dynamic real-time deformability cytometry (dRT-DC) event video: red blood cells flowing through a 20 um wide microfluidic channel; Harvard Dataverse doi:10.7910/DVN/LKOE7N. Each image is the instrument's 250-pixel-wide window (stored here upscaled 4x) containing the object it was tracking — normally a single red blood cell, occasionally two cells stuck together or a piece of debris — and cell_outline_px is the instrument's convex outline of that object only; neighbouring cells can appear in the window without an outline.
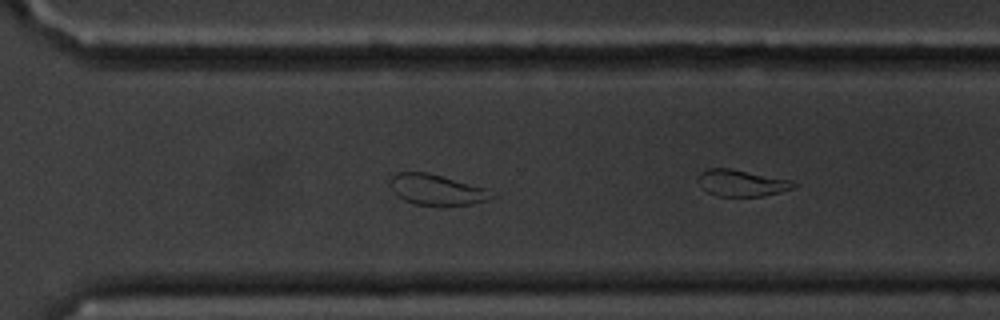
{"species": "common noctule bat (a hibernating species)", "species_latin": "Nyctalus noctula", "temperature_condition": "cold", "stored_images_in_passage": 29, "camera_frame_rate_fps": 3000, "um_per_image_px": 0.085, "animal": {"sex": "male", "body_mass_g": 20.1, "forearm_length_mm": 53.5}, "frame": {"image": 1, "passage_image": 25, "time_ms": 8.0, "image_size_px": [1000, 320], "cell_outline_px": [[496, 196], [488, 200], [472, 204], [416, 204], [404, 200], [396, 196], [392, 188], [392, 176], [396, 172], [428, 172], [488, 188], [496, 192]], "centroid_in_image_um": [37.19, 16.11], "position_along_channel_um": 333.4, "area_um2": 18.03}}